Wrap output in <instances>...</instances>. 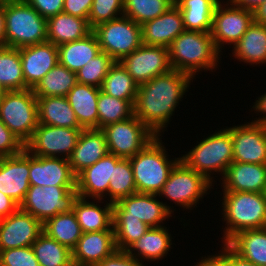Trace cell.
Segmentation results:
<instances>
[{
  "label": "cell",
  "instance_id": "6da1fadb",
  "mask_svg": "<svg viewBox=\"0 0 266 266\" xmlns=\"http://www.w3.org/2000/svg\"><path fill=\"white\" fill-rule=\"evenodd\" d=\"M193 77L185 72L171 70L139 85L134 102V115L156 136L169 122L179 99Z\"/></svg>",
  "mask_w": 266,
  "mask_h": 266
},
{
  "label": "cell",
  "instance_id": "7a4b0ae2",
  "mask_svg": "<svg viewBox=\"0 0 266 266\" xmlns=\"http://www.w3.org/2000/svg\"><path fill=\"white\" fill-rule=\"evenodd\" d=\"M168 51L172 70L192 77L200 69L213 70L219 59L210 32L184 30L172 41Z\"/></svg>",
  "mask_w": 266,
  "mask_h": 266
},
{
  "label": "cell",
  "instance_id": "3957f363",
  "mask_svg": "<svg viewBox=\"0 0 266 266\" xmlns=\"http://www.w3.org/2000/svg\"><path fill=\"white\" fill-rule=\"evenodd\" d=\"M224 242L243 230L266 228V193L224 192Z\"/></svg>",
  "mask_w": 266,
  "mask_h": 266
},
{
  "label": "cell",
  "instance_id": "277c9868",
  "mask_svg": "<svg viewBox=\"0 0 266 266\" xmlns=\"http://www.w3.org/2000/svg\"><path fill=\"white\" fill-rule=\"evenodd\" d=\"M5 42L21 48L47 42V19L25 0L4 3Z\"/></svg>",
  "mask_w": 266,
  "mask_h": 266
},
{
  "label": "cell",
  "instance_id": "5b68a950",
  "mask_svg": "<svg viewBox=\"0 0 266 266\" xmlns=\"http://www.w3.org/2000/svg\"><path fill=\"white\" fill-rule=\"evenodd\" d=\"M158 136L131 157L136 192L159 194L180 158L168 160Z\"/></svg>",
  "mask_w": 266,
  "mask_h": 266
},
{
  "label": "cell",
  "instance_id": "8992f818",
  "mask_svg": "<svg viewBox=\"0 0 266 266\" xmlns=\"http://www.w3.org/2000/svg\"><path fill=\"white\" fill-rule=\"evenodd\" d=\"M180 160L197 173L213 182L211 171L225 174L227 167L233 162V142L230 128L223 129L208 136L195 146Z\"/></svg>",
  "mask_w": 266,
  "mask_h": 266
},
{
  "label": "cell",
  "instance_id": "52a82bcc",
  "mask_svg": "<svg viewBox=\"0 0 266 266\" xmlns=\"http://www.w3.org/2000/svg\"><path fill=\"white\" fill-rule=\"evenodd\" d=\"M0 119L25 145L39 124L37 97L33 90L7 91L0 99Z\"/></svg>",
  "mask_w": 266,
  "mask_h": 266
},
{
  "label": "cell",
  "instance_id": "ba28073f",
  "mask_svg": "<svg viewBox=\"0 0 266 266\" xmlns=\"http://www.w3.org/2000/svg\"><path fill=\"white\" fill-rule=\"evenodd\" d=\"M78 197L76 186H30L19 208L44 224L59 213L73 211Z\"/></svg>",
  "mask_w": 266,
  "mask_h": 266
},
{
  "label": "cell",
  "instance_id": "9c48e42d",
  "mask_svg": "<svg viewBox=\"0 0 266 266\" xmlns=\"http://www.w3.org/2000/svg\"><path fill=\"white\" fill-rule=\"evenodd\" d=\"M101 51L120 61L142 45L141 25L124 15L92 28Z\"/></svg>",
  "mask_w": 266,
  "mask_h": 266
},
{
  "label": "cell",
  "instance_id": "30bf717a",
  "mask_svg": "<svg viewBox=\"0 0 266 266\" xmlns=\"http://www.w3.org/2000/svg\"><path fill=\"white\" fill-rule=\"evenodd\" d=\"M101 130L106 137L109 153L122 159H130L157 137L135 115Z\"/></svg>",
  "mask_w": 266,
  "mask_h": 266
},
{
  "label": "cell",
  "instance_id": "8fae6325",
  "mask_svg": "<svg viewBox=\"0 0 266 266\" xmlns=\"http://www.w3.org/2000/svg\"><path fill=\"white\" fill-rule=\"evenodd\" d=\"M212 186L204 175L188 168L181 160L172 169L167 182L163 185L159 196L174 201L179 206L189 209L196 206L202 196Z\"/></svg>",
  "mask_w": 266,
  "mask_h": 266
},
{
  "label": "cell",
  "instance_id": "7c38bea8",
  "mask_svg": "<svg viewBox=\"0 0 266 266\" xmlns=\"http://www.w3.org/2000/svg\"><path fill=\"white\" fill-rule=\"evenodd\" d=\"M84 128H65L38 124L25 149L34 156L68 159ZM58 153V154H57Z\"/></svg>",
  "mask_w": 266,
  "mask_h": 266
},
{
  "label": "cell",
  "instance_id": "4fadbf2b",
  "mask_svg": "<svg viewBox=\"0 0 266 266\" xmlns=\"http://www.w3.org/2000/svg\"><path fill=\"white\" fill-rule=\"evenodd\" d=\"M119 62L138 86L172 70L168 48L160 46L142 44Z\"/></svg>",
  "mask_w": 266,
  "mask_h": 266
},
{
  "label": "cell",
  "instance_id": "5bb4252c",
  "mask_svg": "<svg viewBox=\"0 0 266 266\" xmlns=\"http://www.w3.org/2000/svg\"><path fill=\"white\" fill-rule=\"evenodd\" d=\"M156 196L157 194L136 192L120 199L113 203V218L140 219L149 227H160L161 222L171 216L173 211L171 207L158 201Z\"/></svg>",
  "mask_w": 266,
  "mask_h": 266
},
{
  "label": "cell",
  "instance_id": "9a60e30c",
  "mask_svg": "<svg viewBox=\"0 0 266 266\" xmlns=\"http://www.w3.org/2000/svg\"><path fill=\"white\" fill-rule=\"evenodd\" d=\"M223 8L221 1L215 8L210 31L216 49L220 52L221 45L226 43L236 44L248 27L254 21V13L235 6Z\"/></svg>",
  "mask_w": 266,
  "mask_h": 266
},
{
  "label": "cell",
  "instance_id": "2e32d148",
  "mask_svg": "<svg viewBox=\"0 0 266 266\" xmlns=\"http://www.w3.org/2000/svg\"><path fill=\"white\" fill-rule=\"evenodd\" d=\"M42 232L43 224L18 208L0 219V250L32 246Z\"/></svg>",
  "mask_w": 266,
  "mask_h": 266
},
{
  "label": "cell",
  "instance_id": "e0dca14e",
  "mask_svg": "<svg viewBox=\"0 0 266 266\" xmlns=\"http://www.w3.org/2000/svg\"><path fill=\"white\" fill-rule=\"evenodd\" d=\"M30 153L0 158V192L13 199L19 206L30 187Z\"/></svg>",
  "mask_w": 266,
  "mask_h": 266
},
{
  "label": "cell",
  "instance_id": "ac0fdd59",
  "mask_svg": "<svg viewBox=\"0 0 266 266\" xmlns=\"http://www.w3.org/2000/svg\"><path fill=\"white\" fill-rule=\"evenodd\" d=\"M233 142V162L266 164V133L262 125L253 122L230 127Z\"/></svg>",
  "mask_w": 266,
  "mask_h": 266
},
{
  "label": "cell",
  "instance_id": "d6986e66",
  "mask_svg": "<svg viewBox=\"0 0 266 266\" xmlns=\"http://www.w3.org/2000/svg\"><path fill=\"white\" fill-rule=\"evenodd\" d=\"M30 186H76V175L68 159L30 154Z\"/></svg>",
  "mask_w": 266,
  "mask_h": 266
},
{
  "label": "cell",
  "instance_id": "ffe728a7",
  "mask_svg": "<svg viewBox=\"0 0 266 266\" xmlns=\"http://www.w3.org/2000/svg\"><path fill=\"white\" fill-rule=\"evenodd\" d=\"M122 158L108 153L92 166L85 168L76 176V189L80 197H92L101 201L103 194L109 196V182L113 168Z\"/></svg>",
  "mask_w": 266,
  "mask_h": 266
},
{
  "label": "cell",
  "instance_id": "44dd1931",
  "mask_svg": "<svg viewBox=\"0 0 266 266\" xmlns=\"http://www.w3.org/2000/svg\"><path fill=\"white\" fill-rule=\"evenodd\" d=\"M25 89H33L58 62V47L50 42L19 48Z\"/></svg>",
  "mask_w": 266,
  "mask_h": 266
},
{
  "label": "cell",
  "instance_id": "7402d4cb",
  "mask_svg": "<svg viewBox=\"0 0 266 266\" xmlns=\"http://www.w3.org/2000/svg\"><path fill=\"white\" fill-rule=\"evenodd\" d=\"M117 250L113 226L106 231L83 233L72 251V262L80 266H97Z\"/></svg>",
  "mask_w": 266,
  "mask_h": 266
},
{
  "label": "cell",
  "instance_id": "603a6c76",
  "mask_svg": "<svg viewBox=\"0 0 266 266\" xmlns=\"http://www.w3.org/2000/svg\"><path fill=\"white\" fill-rule=\"evenodd\" d=\"M184 30L181 11L174 4L159 17L141 25L142 44L168 48Z\"/></svg>",
  "mask_w": 266,
  "mask_h": 266
},
{
  "label": "cell",
  "instance_id": "cb8c5ba5",
  "mask_svg": "<svg viewBox=\"0 0 266 266\" xmlns=\"http://www.w3.org/2000/svg\"><path fill=\"white\" fill-rule=\"evenodd\" d=\"M224 192H266V164L232 162L223 175Z\"/></svg>",
  "mask_w": 266,
  "mask_h": 266
},
{
  "label": "cell",
  "instance_id": "d4e9b609",
  "mask_svg": "<svg viewBox=\"0 0 266 266\" xmlns=\"http://www.w3.org/2000/svg\"><path fill=\"white\" fill-rule=\"evenodd\" d=\"M108 153L106 137L101 129H83L68 161L77 176Z\"/></svg>",
  "mask_w": 266,
  "mask_h": 266
},
{
  "label": "cell",
  "instance_id": "484cf974",
  "mask_svg": "<svg viewBox=\"0 0 266 266\" xmlns=\"http://www.w3.org/2000/svg\"><path fill=\"white\" fill-rule=\"evenodd\" d=\"M100 90L95 86L77 83L66 96L79 124L84 129H98L97 101Z\"/></svg>",
  "mask_w": 266,
  "mask_h": 266
},
{
  "label": "cell",
  "instance_id": "4316f807",
  "mask_svg": "<svg viewBox=\"0 0 266 266\" xmlns=\"http://www.w3.org/2000/svg\"><path fill=\"white\" fill-rule=\"evenodd\" d=\"M91 31L86 19L63 12L47 19V42L57 47L84 38Z\"/></svg>",
  "mask_w": 266,
  "mask_h": 266
},
{
  "label": "cell",
  "instance_id": "83f0119b",
  "mask_svg": "<svg viewBox=\"0 0 266 266\" xmlns=\"http://www.w3.org/2000/svg\"><path fill=\"white\" fill-rule=\"evenodd\" d=\"M38 122L49 126L65 128H83L66 97L36 96Z\"/></svg>",
  "mask_w": 266,
  "mask_h": 266
},
{
  "label": "cell",
  "instance_id": "f1b7e54d",
  "mask_svg": "<svg viewBox=\"0 0 266 266\" xmlns=\"http://www.w3.org/2000/svg\"><path fill=\"white\" fill-rule=\"evenodd\" d=\"M101 52L97 37L91 31L84 38L58 46L59 63L77 72Z\"/></svg>",
  "mask_w": 266,
  "mask_h": 266
},
{
  "label": "cell",
  "instance_id": "f546056e",
  "mask_svg": "<svg viewBox=\"0 0 266 266\" xmlns=\"http://www.w3.org/2000/svg\"><path fill=\"white\" fill-rule=\"evenodd\" d=\"M73 212L83 233L106 231L112 227L113 203L107 202L101 208L79 196L74 203Z\"/></svg>",
  "mask_w": 266,
  "mask_h": 266
},
{
  "label": "cell",
  "instance_id": "4dcf8cb0",
  "mask_svg": "<svg viewBox=\"0 0 266 266\" xmlns=\"http://www.w3.org/2000/svg\"><path fill=\"white\" fill-rule=\"evenodd\" d=\"M219 0H174L183 17L185 30L210 32Z\"/></svg>",
  "mask_w": 266,
  "mask_h": 266
},
{
  "label": "cell",
  "instance_id": "1f68e13d",
  "mask_svg": "<svg viewBox=\"0 0 266 266\" xmlns=\"http://www.w3.org/2000/svg\"><path fill=\"white\" fill-rule=\"evenodd\" d=\"M233 54L247 64L266 63V25L253 21L234 45Z\"/></svg>",
  "mask_w": 266,
  "mask_h": 266
},
{
  "label": "cell",
  "instance_id": "d6a6232c",
  "mask_svg": "<svg viewBox=\"0 0 266 266\" xmlns=\"http://www.w3.org/2000/svg\"><path fill=\"white\" fill-rule=\"evenodd\" d=\"M227 243L249 262L266 266V228L240 231Z\"/></svg>",
  "mask_w": 266,
  "mask_h": 266
},
{
  "label": "cell",
  "instance_id": "836d02e7",
  "mask_svg": "<svg viewBox=\"0 0 266 266\" xmlns=\"http://www.w3.org/2000/svg\"><path fill=\"white\" fill-rule=\"evenodd\" d=\"M166 227H150L149 230L133 243L127 250V253L135 259H138L133 251H138V256L144 259L155 261L161 259L171 247V238ZM133 249V250H132ZM135 254V255H134Z\"/></svg>",
  "mask_w": 266,
  "mask_h": 266
},
{
  "label": "cell",
  "instance_id": "e575fe53",
  "mask_svg": "<svg viewBox=\"0 0 266 266\" xmlns=\"http://www.w3.org/2000/svg\"><path fill=\"white\" fill-rule=\"evenodd\" d=\"M43 232L72 250L83 232L73 211L59 213L43 224Z\"/></svg>",
  "mask_w": 266,
  "mask_h": 266
},
{
  "label": "cell",
  "instance_id": "d590c367",
  "mask_svg": "<svg viewBox=\"0 0 266 266\" xmlns=\"http://www.w3.org/2000/svg\"><path fill=\"white\" fill-rule=\"evenodd\" d=\"M76 84V73L58 62L32 90L36 96L66 97L70 89Z\"/></svg>",
  "mask_w": 266,
  "mask_h": 266
},
{
  "label": "cell",
  "instance_id": "8d00e7d4",
  "mask_svg": "<svg viewBox=\"0 0 266 266\" xmlns=\"http://www.w3.org/2000/svg\"><path fill=\"white\" fill-rule=\"evenodd\" d=\"M40 266H73L72 251L42 232L32 244Z\"/></svg>",
  "mask_w": 266,
  "mask_h": 266
},
{
  "label": "cell",
  "instance_id": "74e56055",
  "mask_svg": "<svg viewBox=\"0 0 266 266\" xmlns=\"http://www.w3.org/2000/svg\"><path fill=\"white\" fill-rule=\"evenodd\" d=\"M100 89L112 97L135 101L138 85L121 63L115 61L104 78Z\"/></svg>",
  "mask_w": 266,
  "mask_h": 266
},
{
  "label": "cell",
  "instance_id": "f35d334b",
  "mask_svg": "<svg viewBox=\"0 0 266 266\" xmlns=\"http://www.w3.org/2000/svg\"><path fill=\"white\" fill-rule=\"evenodd\" d=\"M0 83L7 91L25 89L19 48L0 47Z\"/></svg>",
  "mask_w": 266,
  "mask_h": 266
},
{
  "label": "cell",
  "instance_id": "ab89813d",
  "mask_svg": "<svg viewBox=\"0 0 266 266\" xmlns=\"http://www.w3.org/2000/svg\"><path fill=\"white\" fill-rule=\"evenodd\" d=\"M134 102L112 97L100 90L97 101L98 129L133 117Z\"/></svg>",
  "mask_w": 266,
  "mask_h": 266
},
{
  "label": "cell",
  "instance_id": "60d3db41",
  "mask_svg": "<svg viewBox=\"0 0 266 266\" xmlns=\"http://www.w3.org/2000/svg\"><path fill=\"white\" fill-rule=\"evenodd\" d=\"M123 15L132 19L135 23H143L153 20L165 13L172 5L174 0H123Z\"/></svg>",
  "mask_w": 266,
  "mask_h": 266
},
{
  "label": "cell",
  "instance_id": "b9f144b4",
  "mask_svg": "<svg viewBox=\"0 0 266 266\" xmlns=\"http://www.w3.org/2000/svg\"><path fill=\"white\" fill-rule=\"evenodd\" d=\"M136 193L133 169L129 159H121L113 168L112 178L109 182L110 203Z\"/></svg>",
  "mask_w": 266,
  "mask_h": 266
},
{
  "label": "cell",
  "instance_id": "7bdbcfd3",
  "mask_svg": "<svg viewBox=\"0 0 266 266\" xmlns=\"http://www.w3.org/2000/svg\"><path fill=\"white\" fill-rule=\"evenodd\" d=\"M112 222L116 248L124 251L150 228L140 219L134 218H113Z\"/></svg>",
  "mask_w": 266,
  "mask_h": 266
},
{
  "label": "cell",
  "instance_id": "ee69618b",
  "mask_svg": "<svg viewBox=\"0 0 266 266\" xmlns=\"http://www.w3.org/2000/svg\"><path fill=\"white\" fill-rule=\"evenodd\" d=\"M115 61L104 51H101L80 70L76 72L77 83L101 88L104 78Z\"/></svg>",
  "mask_w": 266,
  "mask_h": 266
},
{
  "label": "cell",
  "instance_id": "f6af8a7d",
  "mask_svg": "<svg viewBox=\"0 0 266 266\" xmlns=\"http://www.w3.org/2000/svg\"><path fill=\"white\" fill-rule=\"evenodd\" d=\"M124 12L123 0H93L92 8L88 16V24L91 28L96 25L119 18Z\"/></svg>",
  "mask_w": 266,
  "mask_h": 266
},
{
  "label": "cell",
  "instance_id": "bcb514c9",
  "mask_svg": "<svg viewBox=\"0 0 266 266\" xmlns=\"http://www.w3.org/2000/svg\"><path fill=\"white\" fill-rule=\"evenodd\" d=\"M0 266H40L31 246L0 250Z\"/></svg>",
  "mask_w": 266,
  "mask_h": 266
},
{
  "label": "cell",
  "instance_id": "7dc6e473",
  "mask_svg": "<svg viewBox=\"0 0 266 266\" xmlns=\"http://www.w3.org/2000/svg\"><path fill=\"white\" fill-rule=\"evenodd\" d=\"M25 145L0 119V158L21 153Z\"/></svg>",
  "mask_w": 266,
  "mask_h": 266
},
{
  "label": "cell",
  "instance_id": "c3c4849f",
  "mask_svg": "<svg viewBox=\"0 0 266 266\" xmlns=\"http://www.w3.org/2000/svg\"><path fill=\"white\" fill-rule=\"evenodd\" d=\"M43 18L48 19L63 12L64 0H25Z\"/></svg>",
  "mask_w": 266,
  "mask_h": 266
},
{
  "label": "cell",
  "instance_id": "681fc988",
  "mask_svg": "<svg viewBox=\"0 0 266 266\" xmlns=\"http://www.w3.org/2000/svg\"><path fill=\"white\" fill-rule=\"evenodd\" d=\"M97 266H144L142 260L130 256L127 251L115 250L110 256L104 258Z\"/></svg>",
  "mask_w": 266,
  "mask_h": 266
},
{
  "label": "cell",
  "instance_id": "f907efd6",
  "mask_svg": "<svg viewBox=\"0 0 266 266\" xmlns=\"http://www.w3.org/2000/svg\"><path fill=\"white\" fill-rule=\"evenodd\" d=\"M93 0H64L63 13L83 18L88 21Z\"/></svg>",
  "mask_w": 266,
  "mask_h": 266
},
{
  "label": "cell",
  "instance_id": "816d5d0a",
  "mask_svg": "<svg viewBox=\"0 0 266 266\" xmlns=\"http://www.w3.org/2000/svg\"><path fill=\"white\" fill-rule=\"evenodd\" d=\"M223 252L233 263L234 266H257L238 254L227 242H224Z\"/></svg>",
  "mask_w": 266,
  "mask_h": 266
},
{
  "label": "cell",
  "instance_id": "f5cc1de1",
  "mask_svg": "<svg viewBox=\"0 0 266 266\" xmlns=\"http://www.w3.org/2000/svg\"><path fill=\"white\" fill-rule=\"evenodd\" d=\"M19 205L10 197L0 192V219L13 214Z\"/></svg>",
  "mask_w": 266,
  "mask_h": 266
},
{
  "label": "cell",
  "instance_id": "db71d44e",
  "mask_svg": "<svg viewBox=\"0 0 266 266\" xmlns=\"http://www.w3.org/2000/svg\"><path fill=\"white\" fill-rule=\"evenodd\" d=\"M195 266H234L231 260L222 252L221 254L213 255L212 257H208L202 259Z\"/></svg>",
  "mask_w": 266,
  "mask_h": 266
},
{
  "label": "cell",
  "instance_id": "11a10c76",
  "mask_svg": "<svg viewBox=\"0 0 266 266\" xmlns=\"http://www.w3.org/2000/svg\"><path fill=\"white\" fill-rule=\"evenodd\" d=\"M235 6L240 7L242 9L255 12L259 6L264 3L266 0H229Z\"/></svg>",
  "mask_w": 266,
  "mask_h": 266
},
{
  "label": "cell",
  "instance_id": "9f6ffc18",
  "mask_svg": "<svg viewBox=\"0 0 266 266\" xmlns=\"http://www.w3.org/2000/svg\"><path fill=\"white\" fill-rule=\"evenodd\" d=\"M255 110L258 112H261L265 114L263 118H258L257 120L253 121V123L258 125H264L266 124V93L258 98L255 102V106H253Z\"/></svg>",
  "mask_w": 266,
  "mask_h": 266
},
{
  "label": "cell",
  "instance_id": "6f0895ef",
  "mask_svg": "<svg viewBox=\"0 0 266 266\" xmlns=\"http://www.w3.org/2000/svg\"><path fill=\"white\" fill-rule=\"evenodd\" d=\"M5 14L4 4H0V47H5Z\"/></svg>",
  "mask_w": 266,
  "mask_h": 266
},
{
  "label": "cell",
  "instance_id": "680465c9",
  "mask_svg": "<svg viewBox=\"0 0 266 266\" xmlns=\"http://www.w3.org/2000/svg\"><path fill=\"white\" fill-rule=\"evenodd\" d=\"M254 21L266 25V1L254 12Z\"/></svg>",
  "mask_w": 266,
  "mask_h": 266
},
{
  "label": "cell",
  "instance_id": "91938a15",
  "mask_svg": "<svg viewBox=\"0 0 266 266\" xmlns=\"http://www.w3.org/2000/svg\"><path fill=\"white\" fill-rule=\"evenodd\" d=\"M7 90L5 87L0 83V99L6 94Z\"/></svg>",
  "mask_w": 266,
  "mask_h": 266
},
{
  "label": "cell",
  "instance_id": "94428289",
  "mask_svg": "<svg viewBox=\"0 0 266 266\" xmlns=\"http://www.w3.org/2000/svg\"><path fill=\"white\" fill-rule=\"evenodd\" d=\"M13 1H19V0H0V4L9 3Z\"/></svg>",
  "mask_w": 266,
  "mask_h": 266
},
{
  "label": "cell",
  "instance_id": "6125c7cd",
  "mask_svg": "<svg viewBox=\"0 0 266 266\" xmlns=\"http://www.w3.org/2000/svg\"><path fill=\"white\" fill-rule=\"evenodd\" d=\"M264 130H265V133H266V124L262 125Z\"/></svg>",
  "mask_w": 266,
  "mask_h": 266
}]
</instances>
